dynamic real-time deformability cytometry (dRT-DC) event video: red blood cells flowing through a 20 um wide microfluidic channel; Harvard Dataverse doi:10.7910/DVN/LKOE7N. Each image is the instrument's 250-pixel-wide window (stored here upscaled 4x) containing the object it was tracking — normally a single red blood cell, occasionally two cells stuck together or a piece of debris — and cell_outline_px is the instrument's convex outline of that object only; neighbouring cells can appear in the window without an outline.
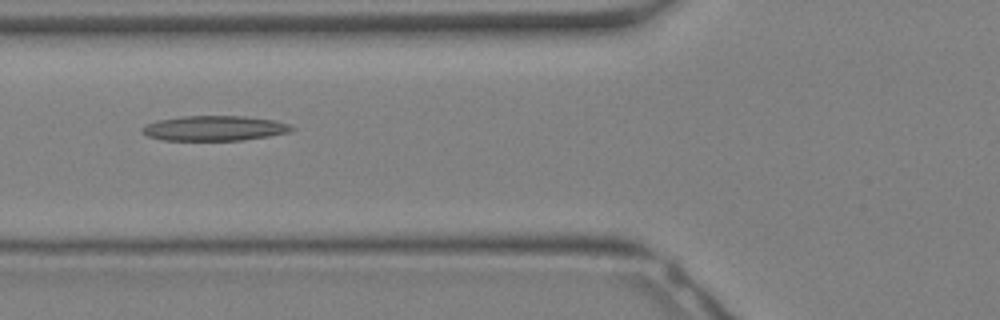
{"species": "Egyptian fruit bat (a non-hibernating species)", "species_latin": "Rousettus aegyptiacus", "temperature_condition": "warm", "stored_images_in_passage": 29, "camera_frame_rate_fps": 3000, "um_per_image_px": 0.085, "animal": {"sex": "female"}, "frame": {"image": 1, "passage_image": 9, "time_ms": 2.667, "image_size_px": [1000, 320], "cell_outline_px": [[296, 128], [292, 132], [244, 140], [164, 140], [148, 136], [140, 132], [140, 128], [148, 124], [160, 120], [184, 116], [244, 116], [272, 120], [292, 124]], "centroid_in_image_um": [18.28, 10.9], "position_along_channel_um": 107.5, "area_um2": 21.79}}
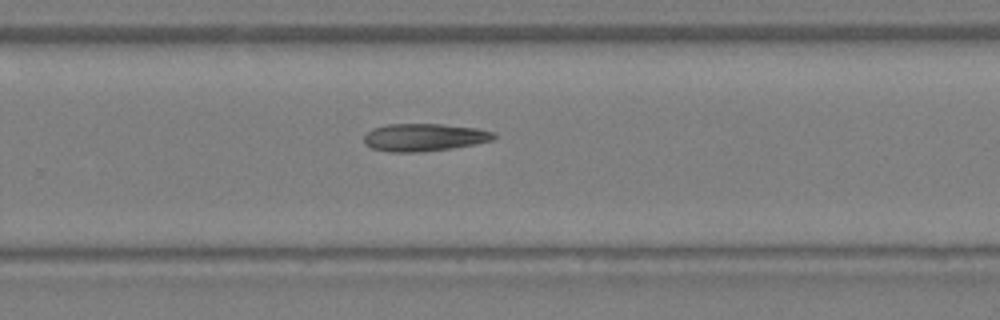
{"frame": {"image": 2, "passage_image": 18, "time_ms": 5.667, "image_size_px": [1000, 320], "cell_outline_px": [[496, 136], [492, 140], [476, 144], [452, 148], [420, 152], [388, 152], [372, 148], [364, 144], [364, 136], [372, 128], [388, 124], [440, 124], [476, 128], [496, 132]], "centroid_in_image_um": [36.05, 11.67], "position_along_channel_um": 293.7, "area_um2": 20.98}}
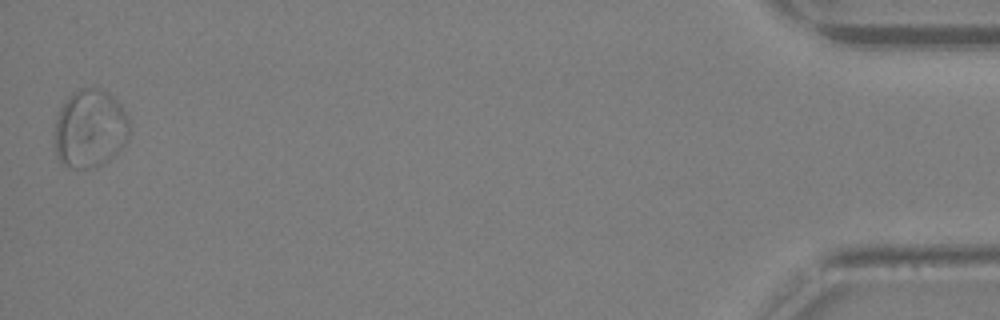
{"frame": {"image": 3, "passage_image": 29, "time_ms": 9.333, "image_size_px": [1000, 320], "cell_outline_px": [[128, 136], [124, 144], [108, 160], [92, 168], [72, 168], [60, 164], [56, 156], [56, 120], [60, 108], [68, 96], [72, 92], [80, 88], [100, 88], [108, 92], [120, 104], [128, 116]], "centroid_in_image_um": [7.63, 10.92], "position_along_channel_um": 427.6, "area_um2": 33.99}}